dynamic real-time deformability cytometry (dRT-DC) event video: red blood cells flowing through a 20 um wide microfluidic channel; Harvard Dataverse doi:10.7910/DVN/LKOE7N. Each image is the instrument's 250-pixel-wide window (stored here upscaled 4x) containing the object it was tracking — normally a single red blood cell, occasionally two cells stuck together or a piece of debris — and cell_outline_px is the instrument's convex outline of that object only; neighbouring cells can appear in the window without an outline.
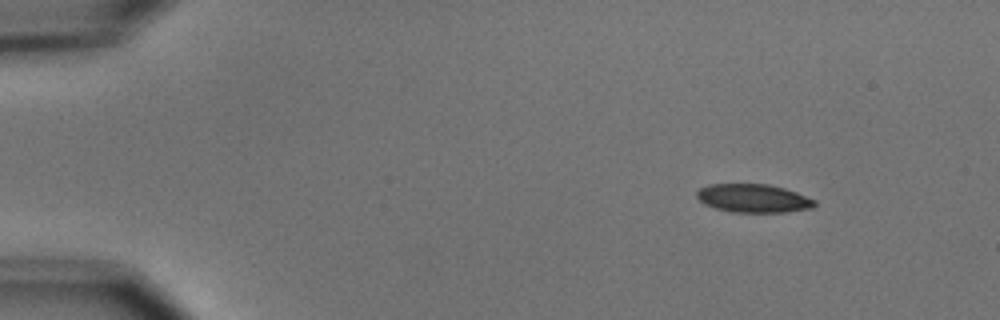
{"species": "common noctule bat (a hibernating species)", "species_latin": "Nyctalus noctula", "temperature_condition": "cold", "stored_images_in_passage": 4, "camera_frame_rate_fps": 3000, "um_per_image_px": 0.085, "animal": {"sex": "male", "body_mass_g": 15.6}, "frame": {"image": 1, "passage_image": 1, "time_ms": 0.0, "image_size_px": [1000, 320], "cell_outline_px": [[816, 204], [812, 208], [788, 212], [732, 212], [716, 208], [704, 204], [696, 196], [696, 192], [700, 188], [708, 184], [768, 184], [784, 188], [796, 192], [816, 200]], "centroid_in_image_um": [64.04, 16.85], "position_along_channel_um": 21.0, "area_um2": 19.54}}
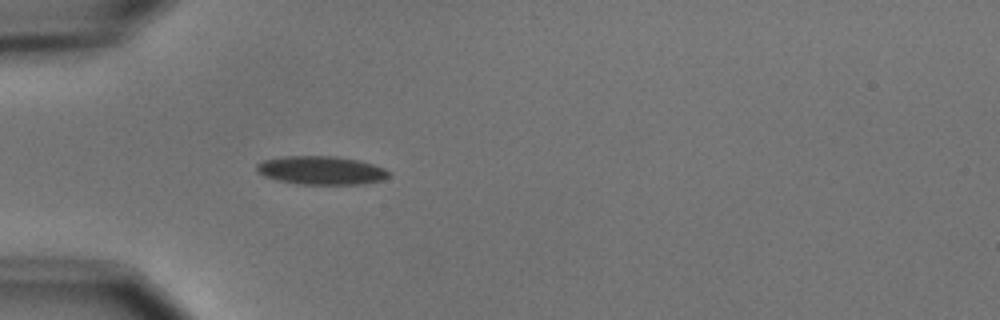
{"frame": {"image": 2, "passage_image": 4, "time_ms": 3.333, "image_size_px": [1000, 320], "cell_outline_px": [[388, 176], [384, 180], [360, 184], [300, 184], [276, 180], [264, 176], [256, 172], [256, 164], [264, 160], [280, 156], [336, 156], [360, 160], [384, 168], [388, 172]], "centroid_in_image_um": [27.26, 14.47], "position_along_channel_um": 57.7, "area_um2": 22.02}}